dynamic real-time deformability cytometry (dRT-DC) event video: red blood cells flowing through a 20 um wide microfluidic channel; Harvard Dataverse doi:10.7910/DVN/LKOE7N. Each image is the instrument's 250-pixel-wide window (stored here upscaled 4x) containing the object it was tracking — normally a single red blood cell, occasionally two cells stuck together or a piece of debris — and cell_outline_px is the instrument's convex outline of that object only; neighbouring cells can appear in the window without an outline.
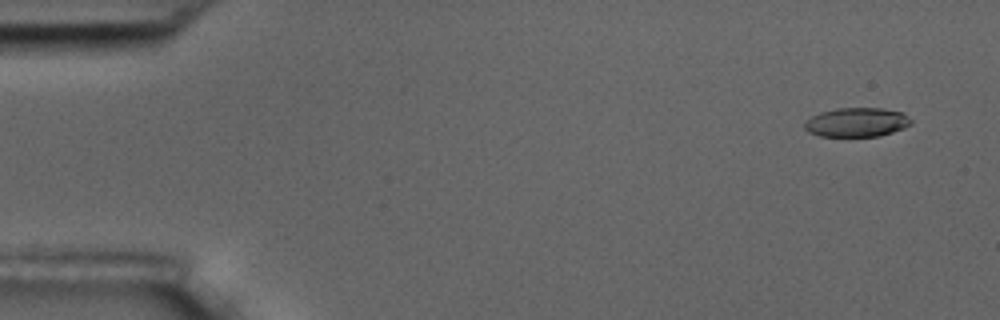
{"species": "common noctule bat (a hibernating species)", "species_latin": "Nyctalus noctula", "temperature_condition": "room temperature", "stored_images_in_passage": 6, "camera_frame_rate_fps": 3000, "um_per_image_px": 0.085, "animal": {"sex": "male", "body_mass_g": 17.5, "forearm_length_mm": 52.3}, "frame": {"image": 1, "passage_image": 2, "time_ms": 1.0, "image_size_px": [1000, 320], "cell_outline_px": [[912, 124], [904, 128], [880, 136], [820, 136], [808, 132], [804, 128], [804, 120], [820, 112], [836, 108], [880, 108], [904, 112], [912, 120]], "centroid_in_image_um": [72.82, 10.39], "position_along_channel_um": 12.2, "area_um2": 18.26}}
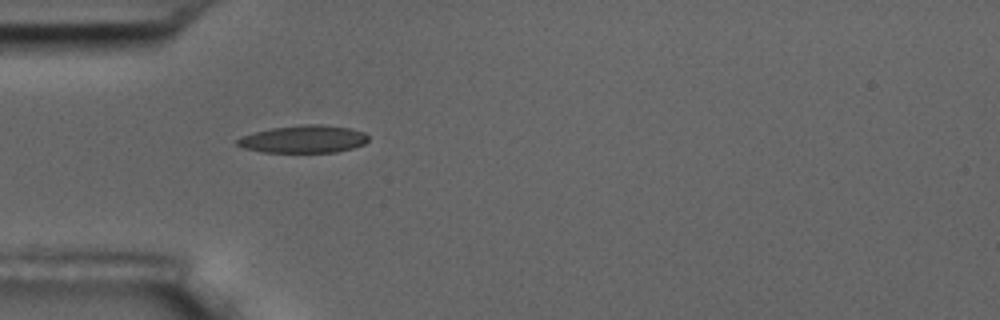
{"frame": {"image": 2, "passage_image": 6, "time_ms": 5.667, "image_size_px": [1000, 320], "cell_outline_px": [[368, 140], [364, 144], [352, 148], [336, 152], [264, 152], [244, 148], [236, 144], [236, 140], [240, 136], [272, 128], [300, 124], [320, 124], [348, 128], [364, 132], [368, 136]], "centroid_in_image_um": [25.8, 11.82], "position_along_channel_um": 59.2, "area_um2": 20.98}}